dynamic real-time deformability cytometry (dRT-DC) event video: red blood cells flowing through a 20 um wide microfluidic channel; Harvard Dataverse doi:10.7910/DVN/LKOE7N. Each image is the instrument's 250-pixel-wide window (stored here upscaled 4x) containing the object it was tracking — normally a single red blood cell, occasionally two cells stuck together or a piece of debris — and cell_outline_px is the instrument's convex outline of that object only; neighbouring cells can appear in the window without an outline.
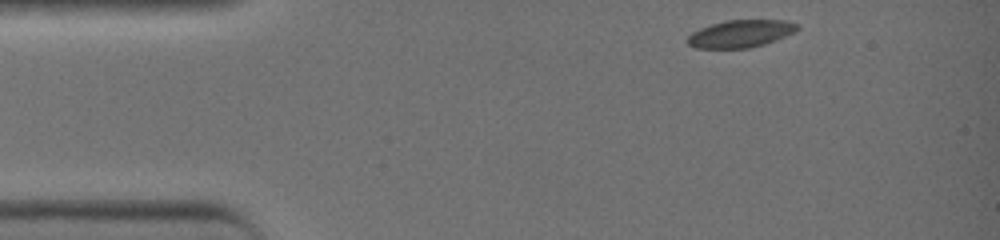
{"species": "common noctule bat (a hibernating species)", "species_latin": "Nyctalus noctula", "temperature_condition": "warm", "stored_images_in_passage": 35, "camera_frame_rate_fps": 3000, "um_per_image_px": 0.085, "animal": {"sex": "female", "body_mass_g": 19.0, "forearm_length_mm": 51.5}, "frame": {"image": 1, "passage_image": 1, "time_ms": 0.0, "image_size_px": [1000, 240], "cell_outline_px": [[800, 28], [796, 32], [776, 40], [764, 44], [748, 48], [696, 48], [688, 44], [684, 40], [692, 32], [700, 28], [712, 24], [728, 20], [784, 20], [800, 24]], "centroid_in_image_um": [62.97, 2.86], "position_along_channel_um": 22.0, "area_um2": 17.69}}
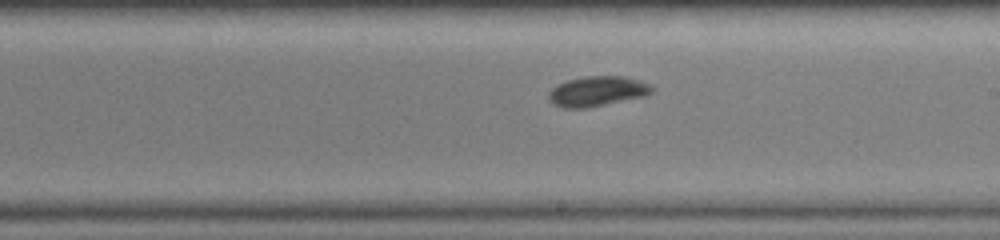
{"frame": {"image": 2, "passage_image": 20, "time_ms": 6.333, "image_size_px": [1000, 240], "cell_outline_px": [[656, 88], [652, 92], [644, 96], [588, 108], [564, 108], [552, 104], [548, 100], [548, 92], [552, 88], [568, 80], [584, 76], [624, 76], [652, 84]], "centroid_in_image_um": [50.78, 7.76], "position_along_channel_um": 238.2, "area_um2": 18.21}}
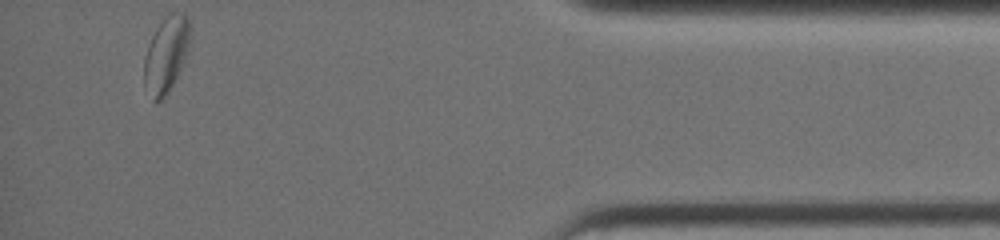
{"frame": {"image": 3, "passage_image": 35, "time_ms": 11.333, "image_size_px": [1000, 240], "cell_outline_px": [[188, 44], [184, 60], [168, 92], [160, 100], [152, 100], [144, 88], [144, 56], [148, 44], [156, 28], [172, 12], [184, 12], [188, 16]], "centroid_in_image_um": [14.07, 4.65], "position_along_channel_um": 421.1, "area_um2": 19.77}, "authors_computed_cell_mechanics": {"area_um2": 18.207, "velocity_mm_per_s": 4.5096, "shape_relaxation_time_tau1_ms": 3.4385, "shape_relaxation_time_tau2_ms": 2.2293, "deformation_change_tau1": 0.1189, "deformation_change_tau2": 0.0477}}